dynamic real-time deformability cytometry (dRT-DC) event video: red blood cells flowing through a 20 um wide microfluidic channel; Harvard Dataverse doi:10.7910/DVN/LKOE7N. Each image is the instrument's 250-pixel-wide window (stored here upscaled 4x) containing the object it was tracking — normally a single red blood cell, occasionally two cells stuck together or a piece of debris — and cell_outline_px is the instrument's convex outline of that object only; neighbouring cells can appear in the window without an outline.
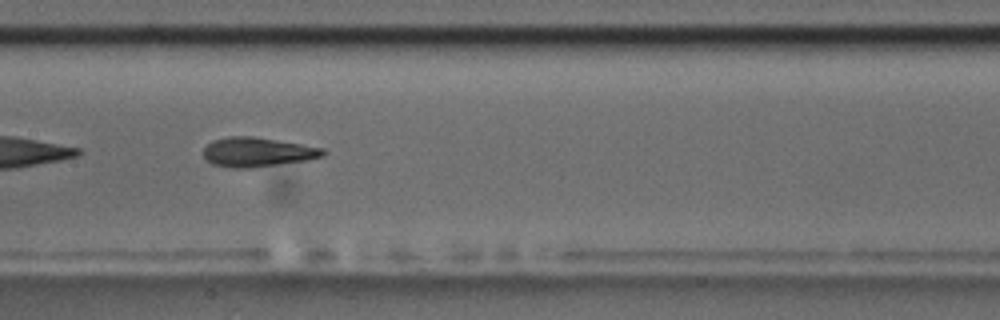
{"species": "common noctule bat (a hibernating species)", "species_latin": "Nyctalus noctula", "temperature_condition": "room temperature", "stored_images_in_passage": 40, "camera_frame_rate_fps": 3000, "um_per_image_px": 0.085, "animal": {"sex": "male", "body_mass_g": 17.5, "forearm_length_mm": 52.3}, "frame": {"image": 1, "passage_image": 12, "time_ms": 3.667, "image_size_px": [1000, 320], "cell_outline_px": [[328, 152], [324, 156], [308, 160], [252, 168], [232, 168], [212, 164], [204, 156], [204, 148], [212, 140], [228, 136], [252, 136], [324, 148]], "centroid_in_image_um": [21.9, 12.93], "position_along_channel_um": 185.5, "area_um2": 20.52}, "authors_computed_cell_mechanics": {"area_um2": 20.2589, "velocity_mm_per_s": 3.6166, "shape_relaxation_time_tau1_ms": 5.9143, "shape_relaxation_time_tau2_ms": 2.2583, "deformation_change_tau1": 0.2138, "deformation_change_tau2": 0.1122}}